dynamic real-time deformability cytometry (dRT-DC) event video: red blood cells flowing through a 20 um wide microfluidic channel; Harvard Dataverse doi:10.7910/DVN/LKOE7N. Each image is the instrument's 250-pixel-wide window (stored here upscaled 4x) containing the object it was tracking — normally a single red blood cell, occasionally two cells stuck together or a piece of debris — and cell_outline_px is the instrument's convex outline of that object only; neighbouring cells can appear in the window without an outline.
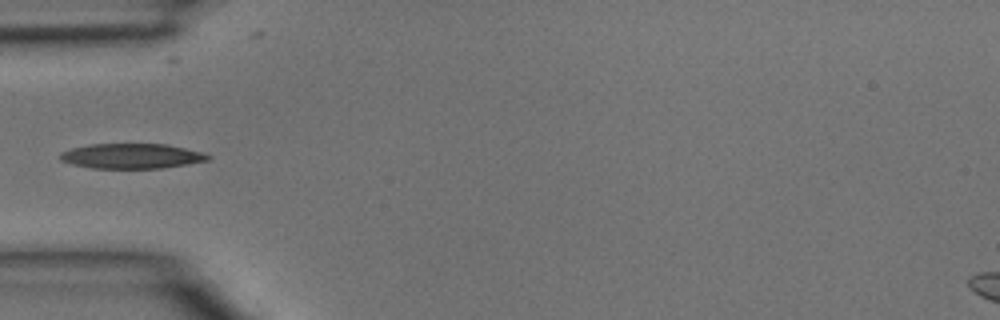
{"species": "common noctule bat (a hibernating species)", "species_latin": "Nyctalus noctula", "temperature_condition": "room temperature", "stored_images_in_passage": 4, "camera_frame_rate_fps": 3000, "um_per_image_px": 0.085, "animal": {"sex": "male", "body_mass_g": 15.6}, "frame": {"image": 1, "passage_image": 4, "time_ms": 1.0, "image_size_px": [1000, 320], "cell_outline_px": [[212, 156], [208, 160], [188, 164], [160, 168], [92, 168], [72, 164], [60, 160], [60, 152], [72, 148], [88, 144], [168, 144], [200, 152]], "centroid_in_image_um": [11.16, 13.26], "position_along_channel_um": 73.8, "area_um2": 21.44}}